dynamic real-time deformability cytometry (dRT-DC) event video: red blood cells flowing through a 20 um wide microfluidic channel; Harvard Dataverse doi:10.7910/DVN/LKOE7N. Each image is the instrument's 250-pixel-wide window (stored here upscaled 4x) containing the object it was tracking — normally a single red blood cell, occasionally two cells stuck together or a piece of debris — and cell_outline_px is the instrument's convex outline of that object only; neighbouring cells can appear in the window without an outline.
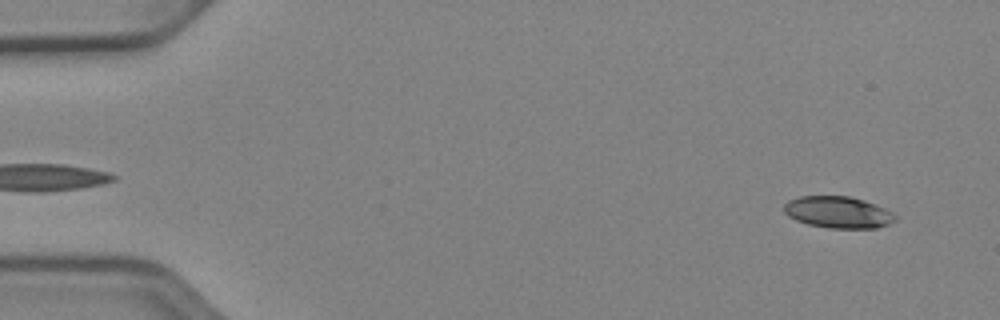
{"species": "Egyptian fruit bat (a non-hibernating species)", "species_latin": "Rousettus aegyptiacus", "temperature_condition": "cold", "stored_images_in_passage": 51, "camera_frame_rate_fps": 3000, "um_per_image_px": 0.085, "animal": {"sex": "female"}, "frame": {"image": 1, "passage_image": 3, "time_ms": 0.667, "image_size_px": [1000, 320], "cell_outline_px": [[896, 220], [888, 224], [876, 228], [828, 228], [808, 224], [796, 220], [788, 216], [784, 212], [784, 204], [788, 200], [800, 196], [848, 196], [864, 200], [876, 204], [892, 212], [896, 216]], "centroid_in_image_um": [71.23, 18.04], "position_along_channel_um": 13.8, "area_um2": 20.58}}
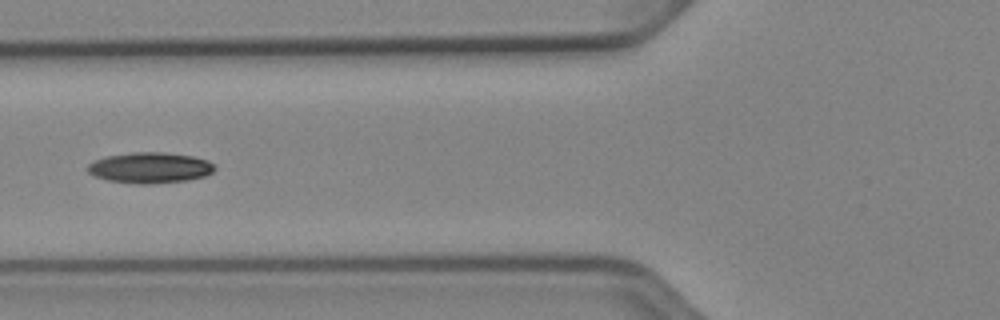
{"frame": {"image": 2, "passage_image": 20, "time_ms": 6.333, "image_size_px": [1000, 320], "cell_outline_px": [[216, 168], [212, 172], [204, 176], [188, 180], [148, 184], [140, 184], [108, 180], [96, 176], [88, 172], [88, 164], [92, 160], [104, 156], [132, 152], [164, 152], [192, 156], [208, 160]], "centroid_in_image_um": [12.73, 14.24], "position_along_channel_um": 113.1, "area_um2": 22.77}}
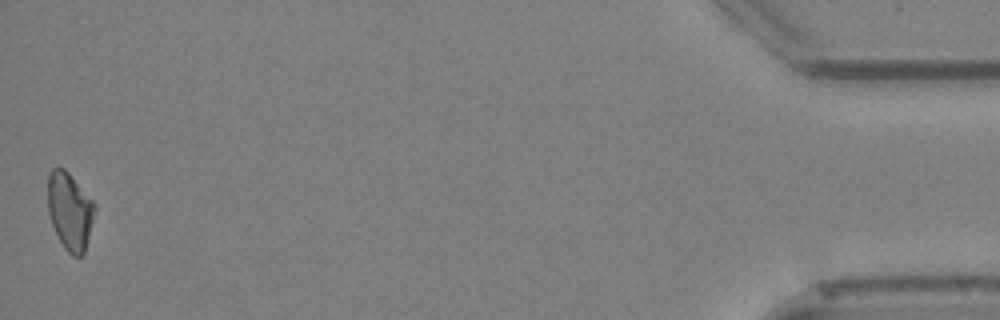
{"frame": {"image": 3, "passage_image": 51, "time_ms": 16.667, "image_size_px": [1000, 320], "cell_outline_px": [[96, 208], [84, 252], [80, 256], [72, 256], [64, 248], [52, 224], [48, 212], [48, 172], [52, 168], [64, 168], [68, 172], [92, 200]], "centroid_in_image_um": [5.92, 17.92], "position_along_channel_um": 429.3, "area_um2": 20.87}}